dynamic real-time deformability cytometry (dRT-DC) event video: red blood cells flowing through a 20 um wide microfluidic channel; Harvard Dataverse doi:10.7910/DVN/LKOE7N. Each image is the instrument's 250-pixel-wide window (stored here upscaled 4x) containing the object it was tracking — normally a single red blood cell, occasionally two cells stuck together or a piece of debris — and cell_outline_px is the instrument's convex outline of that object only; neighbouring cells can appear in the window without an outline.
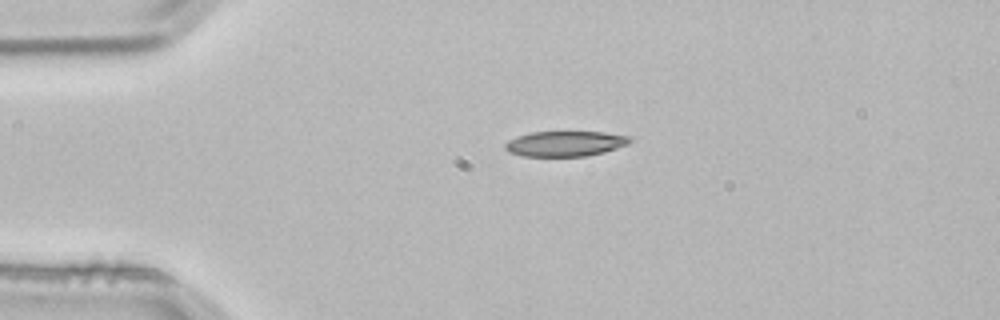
{"species": "common noctule bat (a hibernating species)", "species_latin": "Nyctalus noctula", "temperature_condition": "room temperature", "stored_images_in_passage": 4, "camera_frame_rate_fps": 3000, "um_per_image_px": 0.085, "animal": {"sex": "male", "body_mass_g": 21.5, "forearm_length_mm": 52.0}, "frame": {"image": 1, "passage_image": 4, "time_ms": 1.0, "image_size_px": [1000, 320], "cell_outline_px": [[632, 140], [628, 144], [604, 152], [584, 156], [520, 156], [508, 152], [504, 148], [504, 144], [508, 140], [516, 136], [532, 132], [604, 132], [628, 136]], "centroid_in_image_um": [47.99, 12.21], "position_along_channel_um": 37.0, "area_um2": 18.38}}